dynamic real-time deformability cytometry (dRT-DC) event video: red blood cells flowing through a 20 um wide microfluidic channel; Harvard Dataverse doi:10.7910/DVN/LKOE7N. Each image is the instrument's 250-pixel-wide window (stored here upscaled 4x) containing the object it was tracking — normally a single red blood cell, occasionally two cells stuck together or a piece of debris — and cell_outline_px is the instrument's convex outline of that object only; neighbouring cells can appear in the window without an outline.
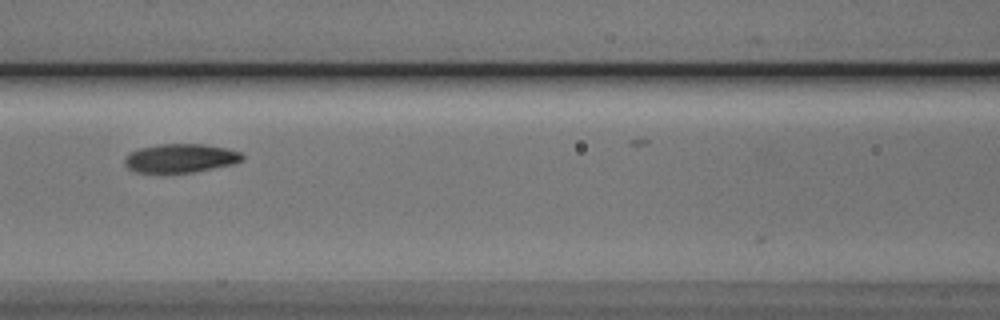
{"species": "Egyptian fruit bat (a non-hibernating species)", "species_latin": "Rousettus aegyptiacus", "temperature_condition": "cold", "stored_images_in_passage": 7, "camera_frame_rate_fps": 3000, "um_per_image_px": 0.085, "animal": {"sex": "male"}, "frame": {"image": 1, "passage_image": 3, "time_ms": 0.667, "image_size_px": [1000, 320], "cell_outline_px": [[244, 160], [232, 164], [192, 172], [136, 172], [128, 168], [124, 164], [124, 156], [128, 152], [140, 148], [160, 144], [204, 144], [228, 148], [240, 152], [244, 156]], "centroid_in_image_um": [15.33, 13.43], "position_along_channel_um": 151.3, "area_um2": 19.71}}
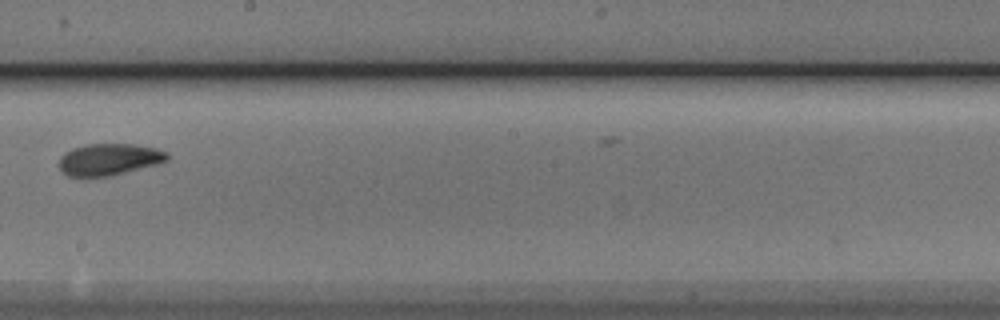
{"frame": {"image": 2, "passage_image": 5, "time_ms": 1.333, "image_size_px": [1000, 320], "cell_outline_px": [[168, 160], [160, 164], [112, 176], [68, 176], [56, 164], [60, 156], [64, 152], [72, 148], [84, 144], [132, 144], [156, 148], [168, 152]], "centroid_in_image_um": [9.27, 13.55], "position_along_channel_um": 238.9, "area_um2": 20.35}}
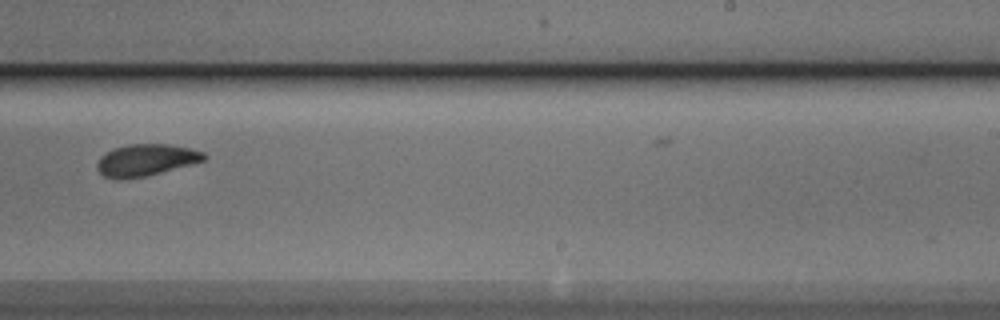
{"frame": {"image": 3, "passage_image": 6, "time_ms": 1.667, "image_size_px": [1000, 320], "cell_outline_px": [[208, 156], [204, 160], [192, 164], [144, 176], [104, 176], [96, 168], [96, 164], [100, 156], [116, 148], [128, 144], [168, 144], [188, 148], [204, 152]], "centroid_in_image_um": [12.45, 13.56], "position_along_channel_um": 276.5, "area_um2": 19.02}}